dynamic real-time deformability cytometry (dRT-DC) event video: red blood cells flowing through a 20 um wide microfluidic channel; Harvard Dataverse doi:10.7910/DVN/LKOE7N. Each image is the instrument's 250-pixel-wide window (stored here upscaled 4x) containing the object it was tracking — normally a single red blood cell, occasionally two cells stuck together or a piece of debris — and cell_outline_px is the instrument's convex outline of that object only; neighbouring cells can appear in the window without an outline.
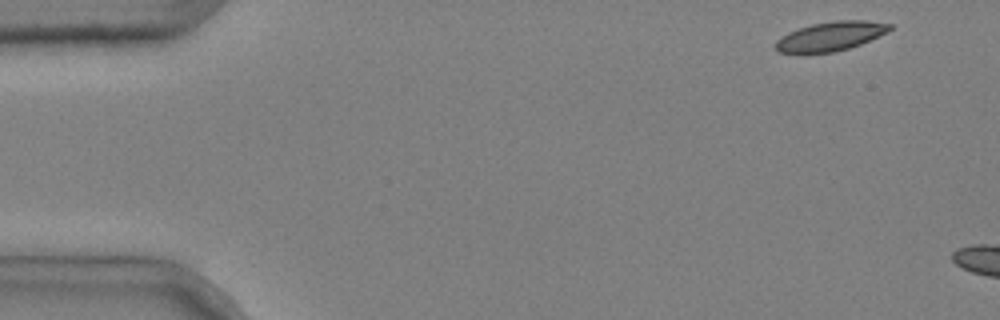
{"species": "common noctule bat (a hibernating species)", "species_latin": "Nyctalus noctula", "temperature_condition": "cold", "stored_images_in_passage": 3, "camera_frame_rate_fps": 3000, "um_per_image_px": 0.085, "animal": {"sex": "male", "body_mass_g": 20.4}, "frame": {"image": 1, "passage_image": 1, "time_ms": 0.0, "image_size_px": [1000, 320], "cell_outline_px": [[892, 28], [888, 32], [860, 44], [848, 48], [832, 52], [780, 52], [776, 48], [776, 40], [788, 32], [812, 24], [836, 20], [864, 20], [892, 24]], "centroid_in_image_um": [70.64, 3.06], "position_along_channel_um": 14.4, "area_um2": 19.02}}